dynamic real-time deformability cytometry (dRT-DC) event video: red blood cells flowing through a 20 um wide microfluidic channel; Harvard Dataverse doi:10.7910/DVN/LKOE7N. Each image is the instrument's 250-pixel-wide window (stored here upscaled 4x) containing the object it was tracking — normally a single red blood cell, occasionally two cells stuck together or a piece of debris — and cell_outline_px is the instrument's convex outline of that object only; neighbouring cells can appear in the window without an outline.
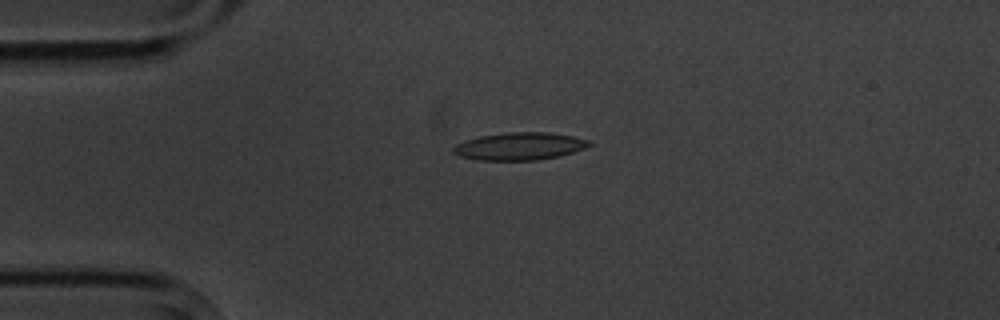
{"species": "common noctule bat (a hibernating species)", "species_latin": "Nyctalus noctula", "temperature_condition": "cold", "stored_images_in_passage": 9, "camera_frame_rate_fps": 3000, "um_per_image_px": 0.085, "animal": {"sex": "male", "body_mass_g": 20.1, "forearm_length_mm": 53.5}, "frame": {"image": 1, "passage_image": 4, "time_ms": 3.333, "image_size_px": [1000, 320], "cell_outline_px": [[592, 144], [584, 148], [560, 156], [536, 160], [476, 160], [460, 156], [452, 152], [452, 148], [456, 144], [464, 140], [480, 136], [508, 132], [548, 132], [572, 136], [588, 140]], "centroid_in_image_um": [44.12, 12.43], "position_along_channel_um": 40.9, "area_um2": 21.79}}
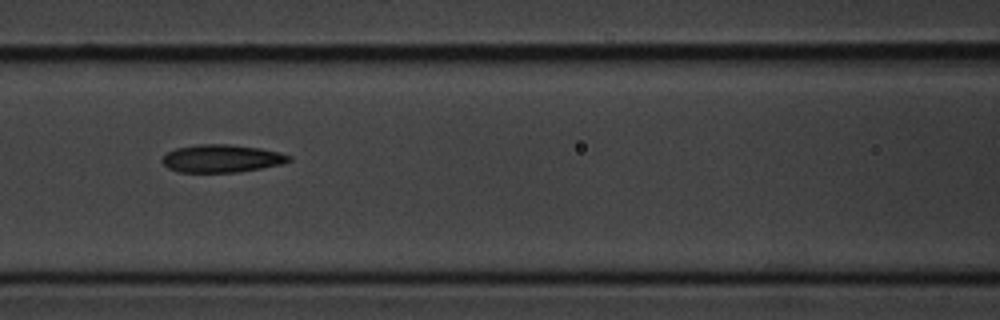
{"frame": {"image": 2, "passage_image": 7, "time_ms": 7.0, "image_size_px": [1000, 320], "cell_outline_px": [[292, 160], [280, 164], [260, 168], [236, 172], [176, 172], [168, 168], [160, 160], [168, 152], [176, 148], [200, 144], [228, 144], [260, 148], [280, 152], [292, 156]], "centroid_in_image_um": [18.83, 13.47], "position_along_channel_um": 147.8, "area_um2": 20.46}}
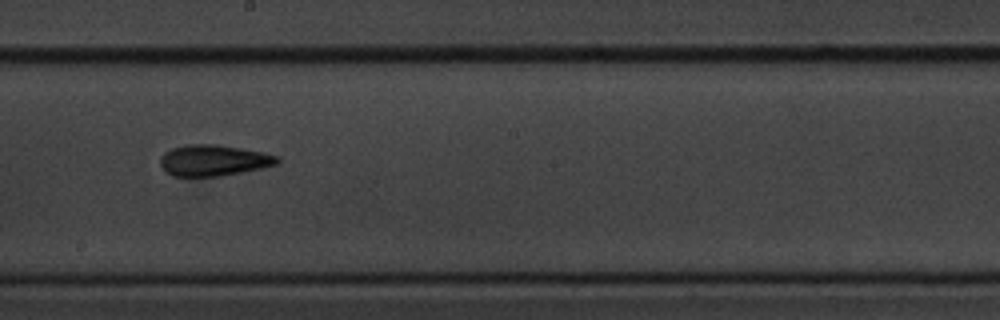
{"frame": {"image": 3, "passage_image": 9, "time_ms": 9.333, "image_size_px": [1000, 320], "cell_outline_px": [[280, 160], [276, 164], [260, 168], [220, 176], [172, 176], [164, 172], [160, 164], [160, 156], [164, 152], [172, 148], [188, 144], [216, 144], [264, 152], [280, 156]], "centroid_in_image_um": [18.12, 13.62], "position_along_channel_um": 230.1, "area_um2": 21.27}}